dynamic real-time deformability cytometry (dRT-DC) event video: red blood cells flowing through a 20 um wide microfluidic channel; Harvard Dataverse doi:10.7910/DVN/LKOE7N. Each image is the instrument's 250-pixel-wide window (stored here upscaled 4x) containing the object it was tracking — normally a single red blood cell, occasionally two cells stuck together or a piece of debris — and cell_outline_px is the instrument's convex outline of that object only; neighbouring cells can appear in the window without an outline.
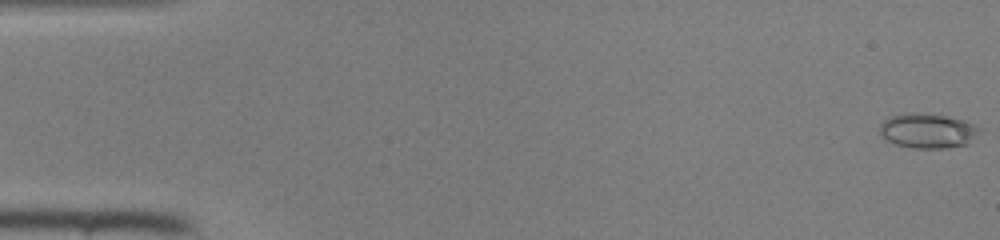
{"species": "common noctule bat (a hibernating species)", "species_latin": "Nyctalus noctula", "temperature_condition": "room temperature", "stored_images_in_passage": 47, "camera_frame_rate_fps": 3000, "um_per_image_px": 0.085, "animal": {"sex": "female", "body_mass_g": 22.0, "forearm_length_mm": 56.7}, "frame": {"image": 1, "passage_image": 1, "time_ms": 0.0, "image_size_px": [1000, 240], "cell_outline_px": [[984, 128], [972, 144], [944, 148], [912, 148], [896, 144], [884, 140], [880, 132], [880, 124], [884, 120], [892, 116], [912, 112], [916, 112], [944, 116], [964, 120]], "centroid_in_image_um": [78.93, 11.13], "position_along_channel_um": 6.1, "area_um2": 20.58}}
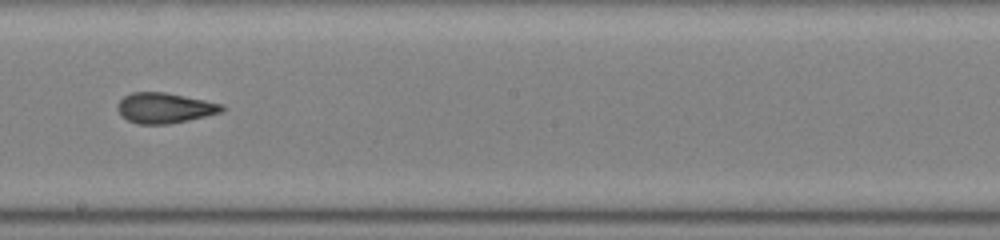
{"frame": {"image": 2, "passage_image": 27, "time_ms": 8.667, "image_size_px": [1000, 240], "cell_outline_px": [[224, 112], [188, 120], [168, 124], [140, 124], [128, 120], [120, 116], [116, 108], [120, 100], [124, 96], [132, 92], [164, 92], [224, 104]], "centroid_in_image_um": [13.99, 9.18], "position_along_channel_um": 234.2, "area_um2": 18.5}}
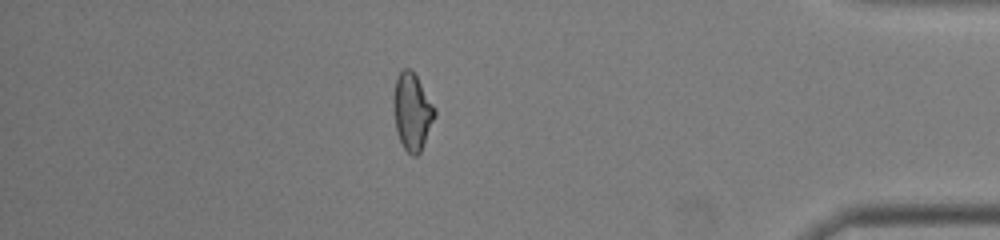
{"frame": {"image": 3, "passage_image": 41, "time_ms": 13.333, "image_size_px": [1000, 240], "cell_outline_px": [[436, 116], [420, 152], [416, 156], [412, 156], [404, 148], [396, 132], [392, 108], [392, 96], [396, 76], [404, 68], [408, 68], [416, 76], [436, 108]], "centroid_in_image_um": [35.01, 9.49], "position_along_channel_um": 400.2, "area_um2": 18.73}}